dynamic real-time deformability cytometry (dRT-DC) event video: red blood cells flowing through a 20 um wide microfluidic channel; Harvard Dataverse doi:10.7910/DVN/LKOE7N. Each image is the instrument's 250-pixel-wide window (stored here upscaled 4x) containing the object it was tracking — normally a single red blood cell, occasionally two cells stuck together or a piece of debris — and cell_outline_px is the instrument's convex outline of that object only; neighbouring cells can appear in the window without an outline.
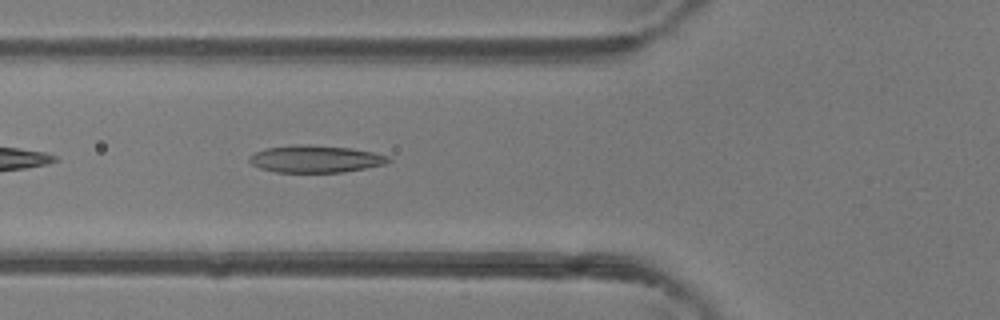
{"species": "common noctule bat (a hibernating species)", "species_latin": "Nyctalus noctula", "temperature_condition": "room temperature", "stored_images_in_passage": 11, "camera_frame_rate_fps": 3000, "um_per_image_px": 0.085, "animal": {"sex": "female"}, "frame": {"image": 1, "passage_image": 4, "time_ms": 1.0, "image_size_px": [1000, 320], "cell_outline_px": [[392, 160], [388, 164], [344, 172], [276, 172], [260, 168], [252, 164], [248, 160], [248, 156], [264, 148], [292, 144], [308, 144], [352, 148], [372, 152], [388, 156]], "centroid_in_image_um": [26.82, 13.5], "position_along_channel_um": 99.0, "area_um2": 22.31}}
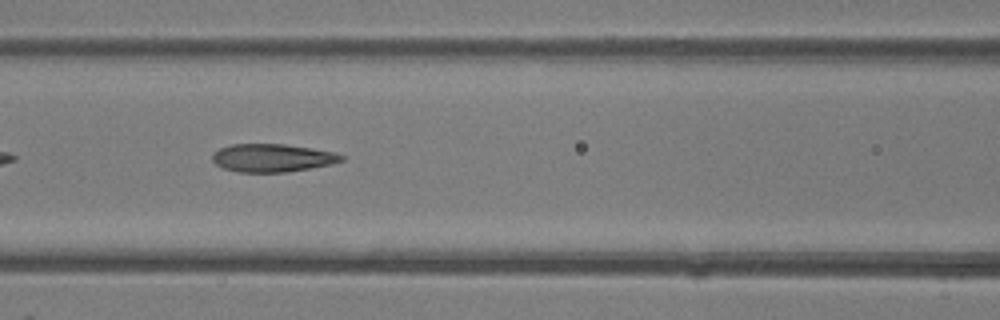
{"frame": {"image": 2, "passage_image": 7, "time_ms": 2.0, "image_size_px": [1000, 320], "cell_outline_px": [[344, 160], [332, 164], [288, 172], [236, 172], [224, 168], [216, 164], [212, 160], [212, 152], [220, 148], [232, 144], [284, 144], [312, 148], [336, 152], [344, 156]], "centroid_in_image_um": [23.15, 13.42], "position_along_channel_um": 143.4, "area_um2": 21.21}}